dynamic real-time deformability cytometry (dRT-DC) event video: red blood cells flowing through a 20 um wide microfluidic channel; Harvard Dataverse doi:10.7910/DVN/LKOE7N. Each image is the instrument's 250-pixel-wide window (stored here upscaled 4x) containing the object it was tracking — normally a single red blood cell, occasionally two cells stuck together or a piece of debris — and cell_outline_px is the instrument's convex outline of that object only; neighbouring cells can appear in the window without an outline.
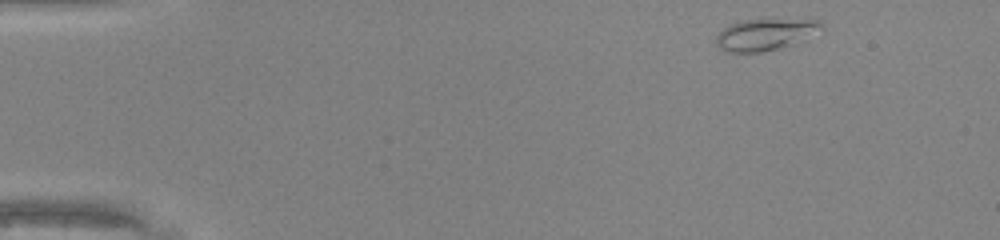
{"species": "common noctule bat (a hibernating species)", "species_latin": "Nyctalus noctula", "temperature_condition": "warm", "stored_images_in_passage": 44, "camera_frame_rate_fps": 3000, "um_per_image_px": 0.085, "animal": {"sex": "male", "body_mass_g": 20.0, "forearm_length_mm": 53.3}, "frame": {"image": 1, "passage_image": 1, "time_ms": 0.0, "image_size_px": [1000, 240], "cell_outline_px": [[824, 28], [780, 48], [760, 52], [728, 52], [720, 48], [716, 44], [716, 36], [724, 28], [740, 20], [808, 16], [812, 16], [820, 20]], "centroid_in_image_um": [65.11, 2.85], "position_along_channel_um": 19.9, "area_um2": 19.88}}
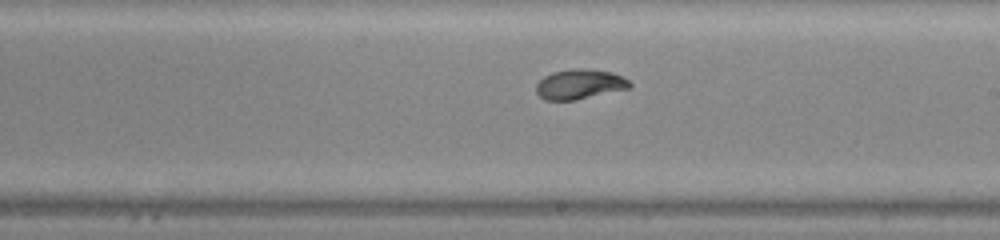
{"frame": {"image": 2, "passage_image": 24, "time_ms": 7.667, "image_size_px": [1000, 240], "cell_outline_px": [[632, 84], [628, 88], [572, 100], [544, 100], [536, 92], [536, 84], [544, 76], [552, 72], [576, 68], [584, 68], [612, 72], [624, 76]], "centroid_in_image_um": [49.25, 7.14], "position_along_channel_um": 239.8, "area_um2": 16.13}}
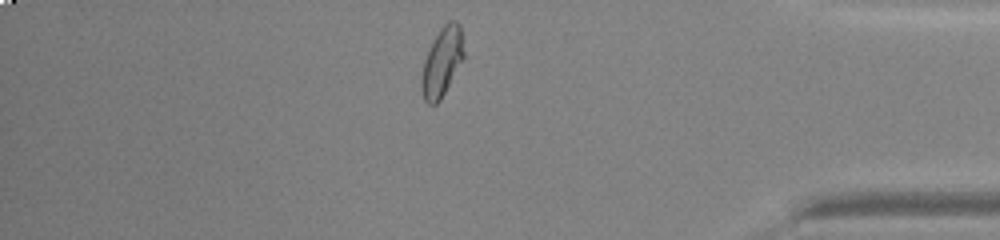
{"frame": {"image": 3, "passage_image": 37, "time_ms": 12.0, "image_size_px": [1000, 240], "cell_outline_px": [[464, 56], [440, 100], [436, 104], [428, 104], [424, 100], [420, 88], [420, 76], [424, 60], [440, 28], [448, 20], [456, 20], [460, 24], [464, 52]], "centroid_in_image_um": [37.55, 5.26], "position_along_channel_um": 397.7, "area_um2": 16.82}, "authors_computed_cell_mechanics": {"area_um2": 16.6175, "velocity_mm_per_s": 4.3007, "shape_relaxation_time_tau1_ms": 3.2056, "shape_relaxation_time_tau2_ms": 1.1011, "deformation_change_tau1": 0.1553, "deformation_change_tau2": 0.048}}